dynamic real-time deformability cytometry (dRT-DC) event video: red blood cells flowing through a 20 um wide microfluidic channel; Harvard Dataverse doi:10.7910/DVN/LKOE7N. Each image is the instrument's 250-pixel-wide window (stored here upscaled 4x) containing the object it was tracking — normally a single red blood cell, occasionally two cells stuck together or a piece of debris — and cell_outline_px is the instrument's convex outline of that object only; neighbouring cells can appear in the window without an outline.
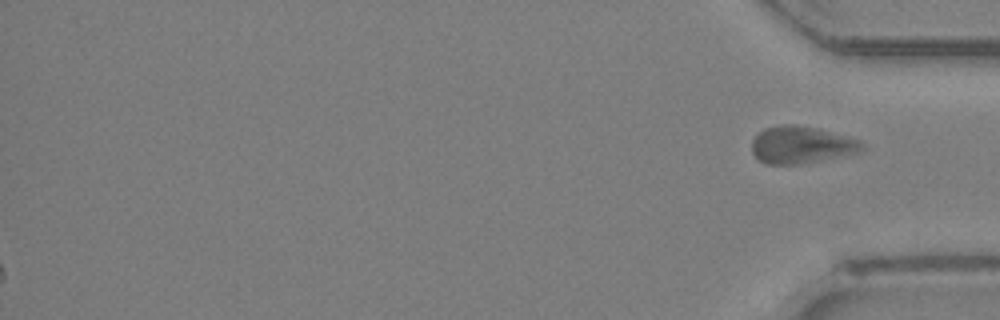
{"species": "Egyptian fruit bat (a non-hibernating species)", "species_latin": "Rousettus aegyptiacus", "temperature_condition": "room temperature", "stored_images_in_passage": 33, "segment_of_instrument_passage": [2, 2], "camera_frame_rate_fps": 3000, "um_per_image_px": 0.085, "animal": {"sex": "female"}, "frame": {"image": 1, "passage_image": 33, "time_ms": 10.667, "image_size_px": [1000, 320], "cell_outline_px": [[864, 148], [860, 152], [800, 164], [764, 164], [752, 152], [752, 140], [764, 128], [784, 124], [792, 124], [816, 128], [860, 140], [864, 144]], "centroid_in_image_um": [68.1, 12.31], "position_along_channel_um": 367.1, "area_um2": 23.64}}